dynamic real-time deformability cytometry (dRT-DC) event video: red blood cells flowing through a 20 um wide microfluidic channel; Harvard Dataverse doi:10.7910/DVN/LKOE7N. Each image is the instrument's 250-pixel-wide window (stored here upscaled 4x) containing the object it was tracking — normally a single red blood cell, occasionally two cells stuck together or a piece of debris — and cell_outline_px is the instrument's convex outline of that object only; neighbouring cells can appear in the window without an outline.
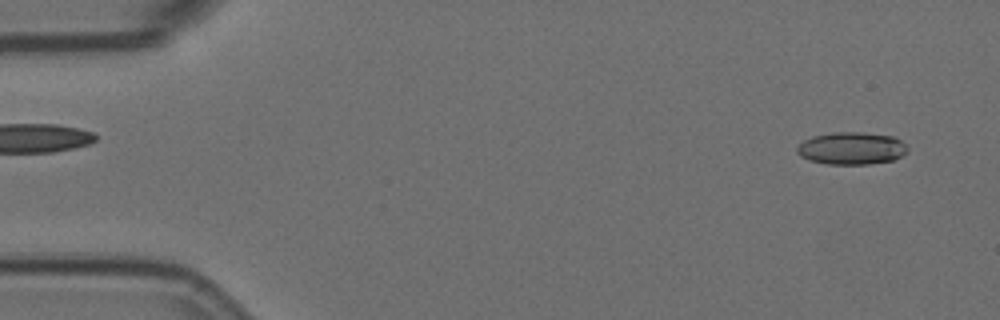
{"species": "Egyptian fruit bat (a non-hibernating species)", "species_latin": "Rousettus aegyptiacus", "temperature_condition": "room temperature", "stored_images_in_passage": 56, "camera_frame_rate_fps": 3000, "um_per_image_px": 0.085, "animal": {"sex": "female"}, "frame": {"image": 1, "passage_image": 3, "time_ms": 0.667, "image_size_px": [1000, 320], "cell_outline_px": [[908, 152], [892, 160], [868, 164], [828, 164], [808, 160], [800, 156], [796, 152], [796, 148], [804, 140], [812, 136], [832, 132], [860, 132], [892, 136], [900, 140], [908, 148]], "centroid_in_image_um": [72.35, 12.6], "position_along_channel_um": 12.7, "area_um2": 20.87}}
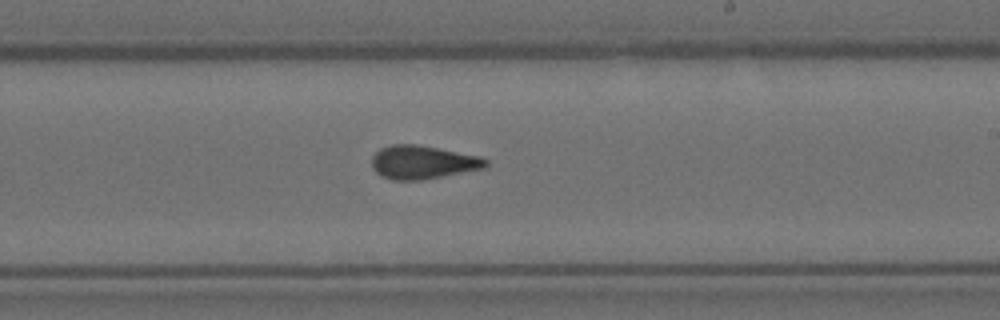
{"frame": {"image": 2, "passage_image": 33, "time_ms": 10.667, "image_size_px": [1000, 320], "cell_outline_px": [[488, 164], [484, 168], [420, 180], [392, 180], [380, 176], [372, 168], [372, 156], [380, 148], [392, 144], [416, 144], [480, 156], [488, 160]], "centroid_in_image_um": [35.9, 13.79], "position_along_channel_um": 253.1, "area_um2": 22.14}}
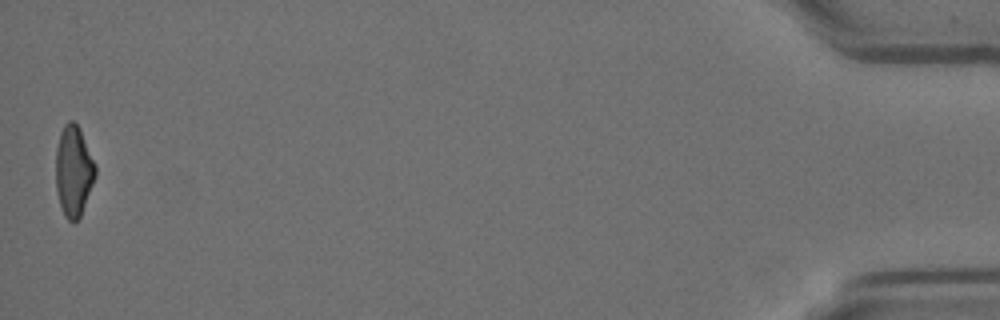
{"frame": {"image": 3, "passage_image": 56, "time_ms": 18.333, "image_size_px": [1000, 320], "cell_outline_px": [[96, 176], [80, 216], [76, 220], [68, 220], [64, 216], [60, 204], [56, 188], [56, 148], [60, 132], [64, 124], [68, 120], [72, 120], [80, 128], [96, 168]], "centroid_in_image_um": [6.24, 14.51], "position_along_channel_um": 429.0, "area_um2": 20.69}, "authors_computed_cell_mechanics": {"area_um2": 21.5305, "velocity_mm_per_s": 3.5563, "shape_relaxation_time_tau1_ms": 11.3571, "shape_relaxation_time_tau2_ms": 2.0237, "deformation_change_tau1": 0.2578, "deformation_change_tau2": 0.1041}}